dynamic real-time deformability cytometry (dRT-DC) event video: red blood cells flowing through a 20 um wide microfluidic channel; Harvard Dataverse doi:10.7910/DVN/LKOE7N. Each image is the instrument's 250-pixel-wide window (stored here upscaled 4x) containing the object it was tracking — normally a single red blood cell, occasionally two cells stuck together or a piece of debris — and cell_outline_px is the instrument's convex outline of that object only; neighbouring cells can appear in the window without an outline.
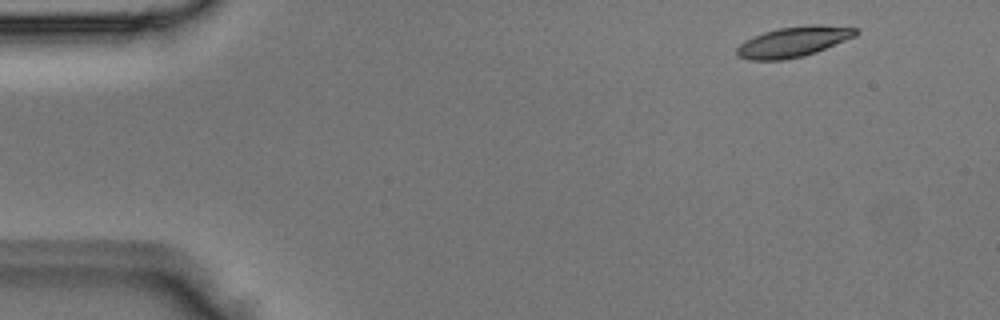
{"species": "Egyptian fruit bat (a non-hibernating species)", "species_latin": "Rousettus aegyptiacus", "temperature_condition": "room temperature", "stored_images_in_passage": 3, "camera_frame_rate_fps": 3000, "um_per_image_px": 0.085, "animal": {"sex": "male"}, "frame": {"image": 1, "passage_image": 3, "time_ms": 0.667, "image_size_px": [1000, 320], "cell_outline_px": [[860, 32], [856, 36], [816, 52], [804, 56], [784, 60], [748, 60], [740, 56], [736, 52], [736, 48], [744, 40], [764, 32], [780, 28], [808, 24], [820, 24], [856, 28]], "centroid_in_image_um": [67.46, 3.55], "position_along_channel_um": 17.5, "area_um2": 21.1}}